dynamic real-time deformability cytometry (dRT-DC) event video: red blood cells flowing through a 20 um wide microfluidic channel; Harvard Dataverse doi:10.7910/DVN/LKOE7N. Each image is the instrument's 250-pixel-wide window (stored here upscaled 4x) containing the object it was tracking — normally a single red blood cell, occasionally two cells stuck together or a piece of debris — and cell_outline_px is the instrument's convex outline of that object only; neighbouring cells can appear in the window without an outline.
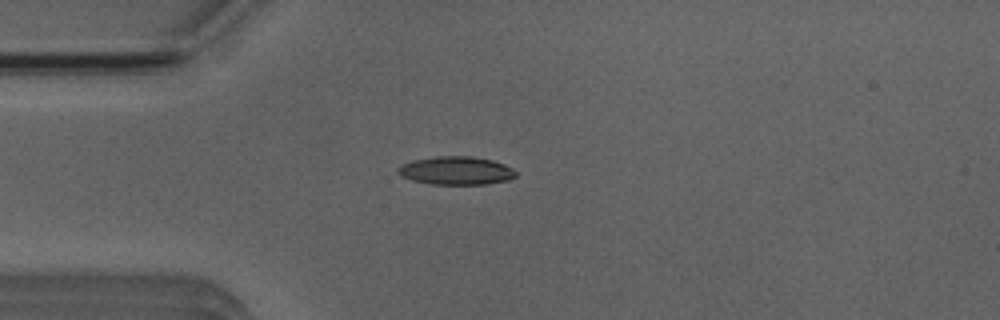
{"species": "Egyptian fruit bat (a non-hibernating species)", "species_latin": "Rousettus aegyptiacus", "temperature_condition": "room temperature", "stored_images_in_passage": 2, "camera_frame_rate_fps": 3000, "um_per_image_px": 0.085, "animal": {"sex": "male"}, "frame": {"image": 1, "passage_image": 1, "time_ms": 0.0, "image_size_px": [1000, 320], "cell_outline_px": [[516, 176], [508, 180], [484, 184], [432, 184], [412, 180], [400, 176], [396, 172], [396, 168], [412, 160], [436, 156], [472, 156], [492, 160], [504, 164], [512, 168], [516, 172]], "centroid_in_image_um": [38.74, 14.5], "position_along_channel_um": 46.3, "area_um2": 19.42}}